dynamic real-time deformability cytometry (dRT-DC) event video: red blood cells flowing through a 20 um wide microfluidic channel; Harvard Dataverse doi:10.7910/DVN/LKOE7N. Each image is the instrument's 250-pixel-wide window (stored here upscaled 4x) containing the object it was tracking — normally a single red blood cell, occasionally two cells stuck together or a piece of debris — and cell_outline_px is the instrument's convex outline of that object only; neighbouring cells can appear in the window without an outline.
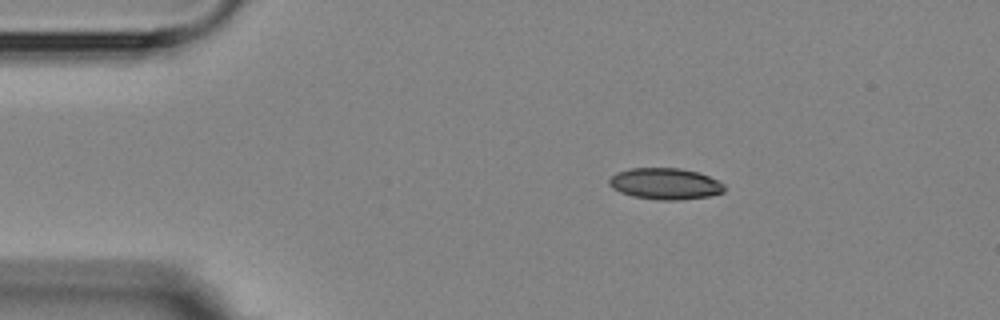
{"species": "Egyptian fruit bat (a non-hibernating species)", "species_latin": "Rousettus aegyptiacus", "temperature_condition": "room temperature", "stored_images_in_passage": 4, "camera_frame_rate_fps": 3000, "um_per_image_px": 0.085, "animal": {"sex": "female"}, "frame": {"image": 1, "passage_image": 1, "time_ms": 0.0, "image_size_px": [1000, 320], "cell_outline_px": [[724, 192], [708, 196], [680, 200], [660, 200], [632, 196], [620, 192], [612, 188], [608, 184], [608, 180], [616, 172], [632, 168], [680, 168], [696, 172], [708, 176], [724, 184]], "centroid_in_image_um": [56.51, 15.62], "position_along_channel_um": 28.5, "area_um2": 20.98}}
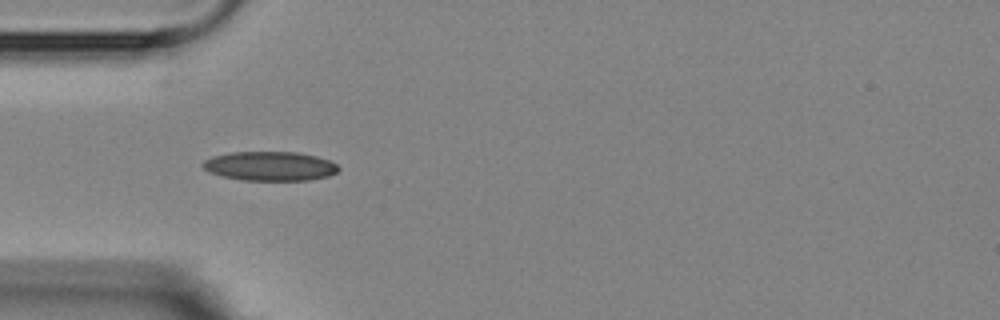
{"frame": {"image": 2, "passage_image": 3, "time_ms": 2.333, "image_size_px": [1000, 320], "cell_outline_px": [[340, 168], [336, 172], [328, 176], [308, 180], [240, 180], [208, 172], [200, 164], [204, 160], [212, 156], [232, 152], [296, 152], [316, 156], [328, 160], [336, 164]], "centroid_in_image_um": [22.92, 14.12], "position_along_channel_um": 62.1, "area_um2": 23.06}}
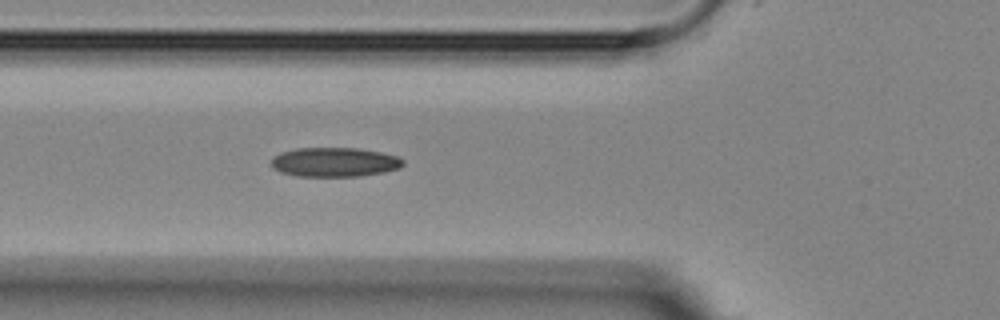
{"frame": {"image": 3, "passage_image": 4, "time_ms": 3.333, "image_size_px": [1000, 320], "cell_outline_px": [[404, 164], [400, 168], [384, 172], [360, 176], [296, 176], [280, 172], [272, 168], [272, 160], [280, 152], [296, 148], [356, 148], [380, 152], [400, 156], [404, 160]], "centroid_in_image_um": [28.46, 13.78], "position_along_channel_um": 97.3, "area_um2": 22.6}}